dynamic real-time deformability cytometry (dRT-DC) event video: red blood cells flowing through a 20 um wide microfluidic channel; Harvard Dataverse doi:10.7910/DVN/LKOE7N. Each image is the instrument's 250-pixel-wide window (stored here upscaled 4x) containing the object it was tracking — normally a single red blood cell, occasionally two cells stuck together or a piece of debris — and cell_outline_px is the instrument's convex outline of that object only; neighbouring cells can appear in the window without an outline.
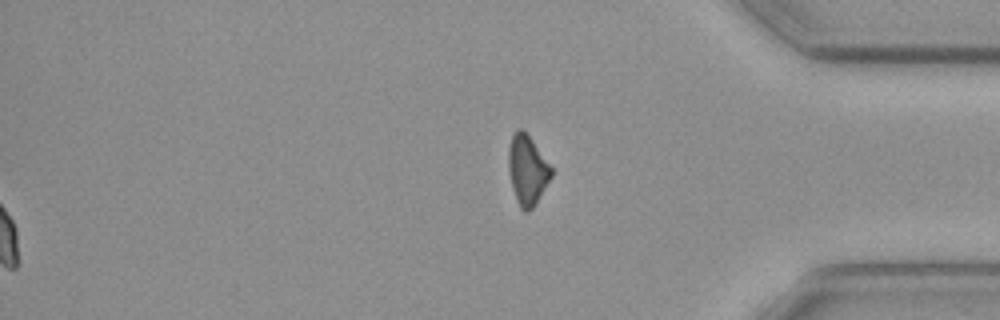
{"species": "common noctule bat (a hibernating species)", "species_latin": "Nyctalus noctula", "temperature_condition": "cold", "stored_images_in_passage": 53, "segment_of_instrument_passage": [2, 2], "camera_frame_rate_fps": 3000, "um_per_image_px": 0.085, "animal": {"sex": "female", "body_mass_g": 19.3, "forearm_length_mm": 54.1}, "frame": {"image": 1, "passage_image": 53, "time_ms": 17.333, "image_size_px": [1000, 320], "cell_outline_px": [[552, 176], [536, 204], [528, 212], [524, 212], [520, 208], [516, 200], [512, 188], [508, 172], [508, 148], [512, 136], [516, 128], [520, 128], [532, 140], [552, 168]], "centroid_in_image_um": [44.8, 14.48], "position_along_channel_um": 390.4, "area_um2": 17.4}}